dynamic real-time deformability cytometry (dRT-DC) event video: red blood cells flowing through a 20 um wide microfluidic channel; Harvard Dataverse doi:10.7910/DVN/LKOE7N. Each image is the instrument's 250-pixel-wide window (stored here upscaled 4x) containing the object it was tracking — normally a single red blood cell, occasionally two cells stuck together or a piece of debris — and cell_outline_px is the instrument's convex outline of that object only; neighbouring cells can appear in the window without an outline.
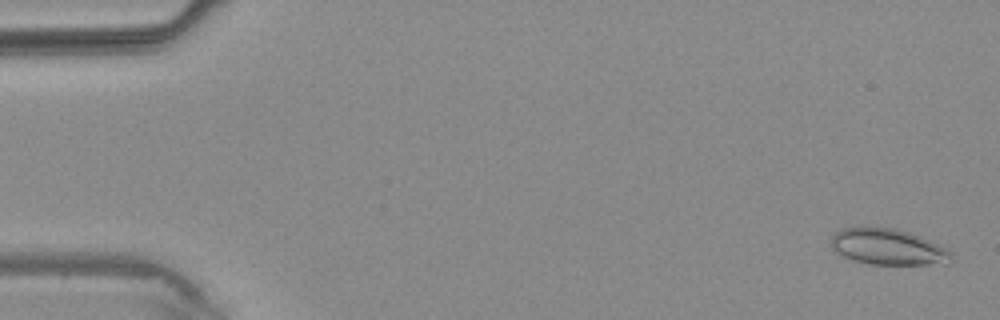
{"species": "common noctule bat (a hibernating species)", "species_latin": "Nyctalus noctula", "temperature_condition": "warm", "stored_images_in_passage": 5, "camera_frame_rate_fps": 3000, "um_per_image_px": 0.085, "animal": {"sex": "male", "body_mass_g": 20.4}, "frame": {"image": 1, "passage_image": 1, "time_ms": 0.0, "image_size_px": [1000, 320], "cell_outline_px": [[956, 260], [948, 264], [868, 264], [852, 260], [836, 252], [828, 244], [832, 236], [836, 232], [852, 224], [896, 228], [920, 236], [940, 244], [948, 248], [956, 256]], "centroid_in_image_um": [75.5, 20.96], "position_along_channel_um": 9.5, "area_um2": 26.36}}
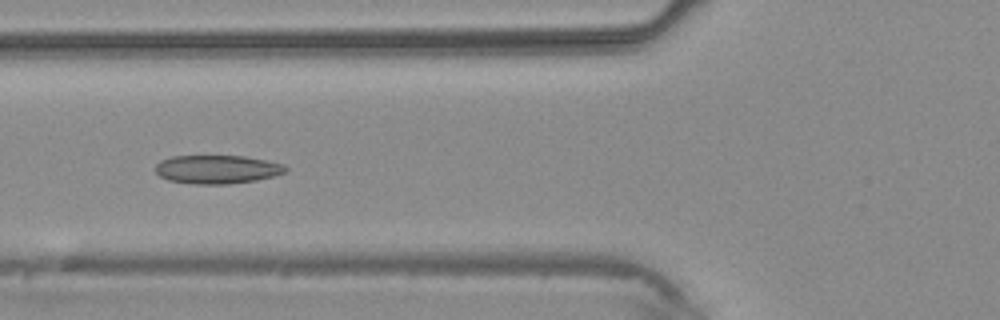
{"frame": {"image": 2, "passage_image": 5, "time_ms": 4.667, "image_size_px": [1000, 320], "cell_outline_px": [[288, 172], [276, 176], [256, 180], [228, 184], [192, 184], [168, 180], [160, 176], [156, 172], [156, 164], [160, 160], [172, 156], [244, 156], [284, 164], [288, 168]], "centroid_in_image_um": [18.48, 14.4], "position_along_channel_um": 107.3, "area_um2": 21.79}}